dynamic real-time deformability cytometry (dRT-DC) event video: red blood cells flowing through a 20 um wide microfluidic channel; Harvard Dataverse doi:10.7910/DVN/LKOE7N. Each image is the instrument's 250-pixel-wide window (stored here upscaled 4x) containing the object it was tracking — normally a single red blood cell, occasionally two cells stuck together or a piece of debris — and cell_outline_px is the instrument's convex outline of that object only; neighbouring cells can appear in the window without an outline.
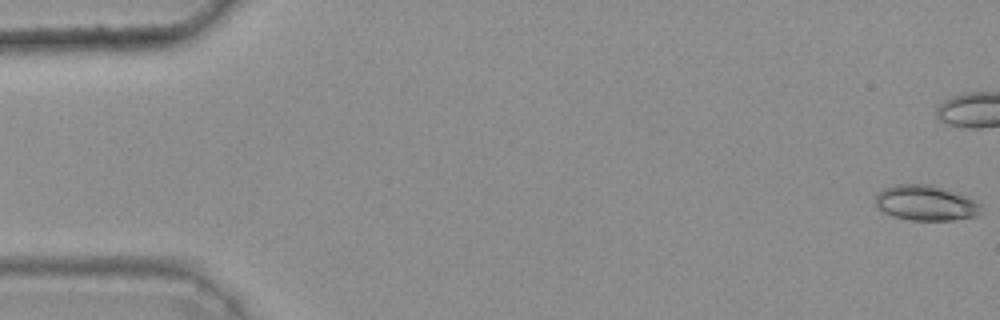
{"species": "common noctule bat (a hibernating species)", "species_latin": "Nyctalus noctula", "temperature_condition": "warm", "stored_images_in_passage": 35, "camera_frame_rate_fps": 3000, "um_per_image_px": 0.085, "animal": {"sex": "female", "body_mass_g": 25.1}, "frame": {"image": 1, "passage_image": 1, "time_ms": 0.0, "image_size_px": [1000, 320], "cell_outline_px": [[984, 212], [980, 216], [952, 220], [908, 220], [892, 216], [884, 212], [876, 204], [876, 196], [884, 188], [896, 184], [928, 184], [944, 188], [964, 196], [980, 204]], "centroid_in_image_um": [78.72, 17.27], "position_along_channel_um": 6.3, "area_um2": 21.68}}
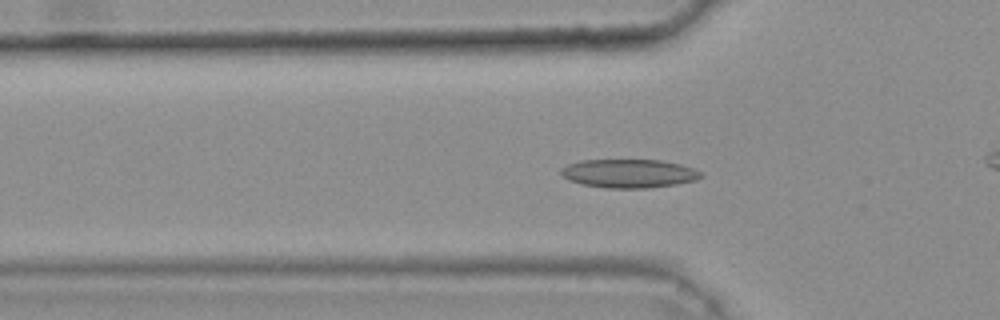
{"frame": {"image": 2, "passage_image": 6, "time_ms": 1.667, "image_size_px": [1000, 320], "cell_outline_px": [[704, 176], [696, 180], [676, 184], [648, 188], [604, 188], [580, 184], [568, 180], [560, 172], [560, 168], [568, 164], [580, 160], [660, 160], [680, 164], [692, 168], [700, 172]], "centroid_in_image_um": [53.43, 14.75], "position_along_channel_um": 72.4, "area_um2": 23.41}}
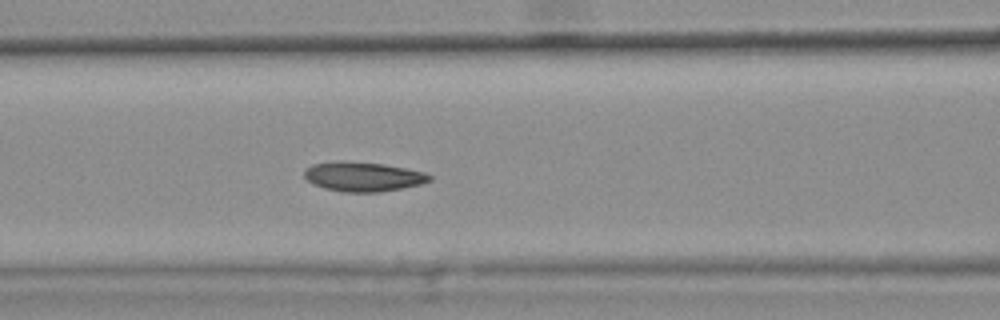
{"frame": {"image": 3, "passage_image": 11, "time_ms": 3.333, "image_size_px": [1000, 320], "cell_outline_px": [[432, 180], [420, 184], [380, 192], [344, 192], [324, 188], [308, 180], [304, 176], [304, 168], [312, 164], [336, 160], [384, 164], [424, 172], [432, 176]], "centroid_in_image_um": [30.84, 15.0], "position_along_channel_um": 135.8, "area_um2": 21.44}, "authors_computed_cell_mechanics": {"area_um2": 20.9814, "velocity_mm_per_s": 3.7792, "shape_relaxation_time_tau1_ms": 9.2469, "shape_relaxation_time_tau2_ms": 7.254, "deformation_change_tau1": 0.1754, "deformation_change_tau2": 0.1187}}